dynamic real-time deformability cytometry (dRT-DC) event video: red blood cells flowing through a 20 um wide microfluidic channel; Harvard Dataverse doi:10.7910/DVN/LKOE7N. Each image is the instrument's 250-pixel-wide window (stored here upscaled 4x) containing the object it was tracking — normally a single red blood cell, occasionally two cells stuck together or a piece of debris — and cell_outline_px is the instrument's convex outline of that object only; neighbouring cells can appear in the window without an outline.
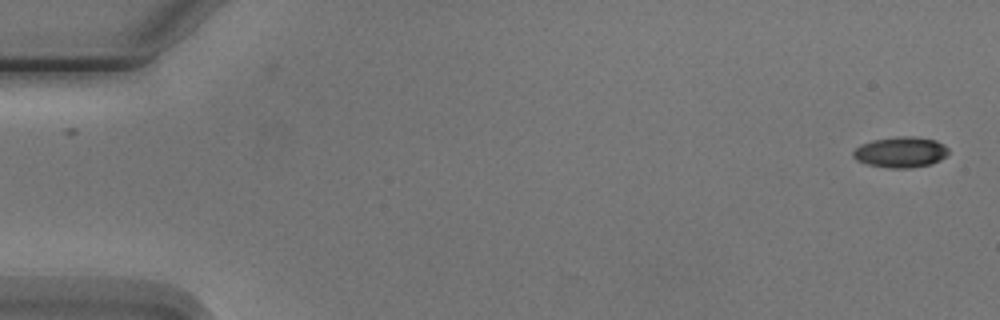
{"species": "Egyptian fruit bat (a non-hibernating species)", "species_latin": "Rousettus aegyptiacus", "temperature_condition": "cold", "stored_images_in_passage": 4, "camera_frame_rate_fps": 3000, "um_per_image_px": 0.085, "animal": {"sex": "male"}, "frame": {"image": 1, "passage_image": 1, "time_ms": 0.0, "image_size_px": [1000, 320], "cell_outline_px": [[948, 152], [940, 160], [932, 164], [912, 168], [888, 168], [868, 164], [856, 160], [852, 156], [852, 152], [860, 144], [872, 140], [896, 136], [912, 136], [936, 140], [944, 144], [948, 148]], "centroid_in_image_um": [76.54, 12.93], "position_along_channel_um": 8.5, "area_um2": 17.22}}